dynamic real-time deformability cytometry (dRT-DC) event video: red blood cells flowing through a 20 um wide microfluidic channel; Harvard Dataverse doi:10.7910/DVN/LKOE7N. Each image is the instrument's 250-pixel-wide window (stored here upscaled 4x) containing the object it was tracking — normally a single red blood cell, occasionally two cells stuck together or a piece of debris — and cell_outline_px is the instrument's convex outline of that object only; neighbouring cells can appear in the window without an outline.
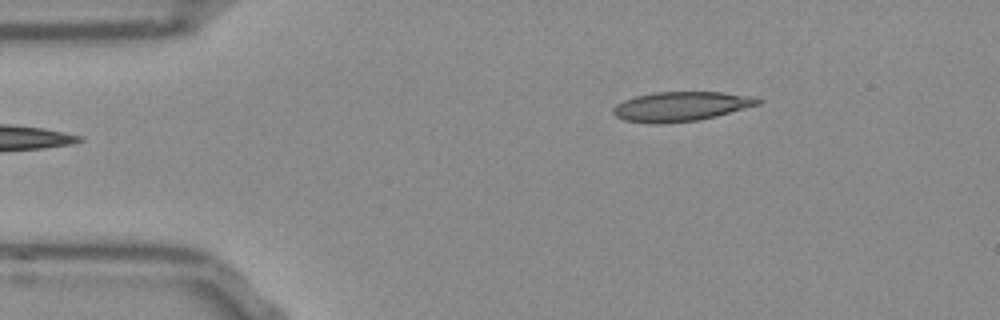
{"species": "Egyptian fruit bat (a non-hibernating species)", "species_latin": "Rousettus aegyptiacus", "temperature_condition": "room temperature", "stored_images_in_passage": 45, "camera_frame_rate_fps": 3000, "um_per_image_px": 0.085, "frame": {"image": 1, "passage_image": 1, "time_ms": 0.0, "image_size_px": [1000, 320], "cell_outline_px": [[764, 100], [760, 104], [716, 116], [700, 120], [656, 124], [624, 120], [616, 116], [612, 112], [612, 108], [616, 104], [624, 100], [636, 96], [656, 92], [724, 92], [756, 96]], "centroid_in_image_um": [57.92, 9.04], "position_along_channel_um": 27.1, "area_um2": 25.03}}
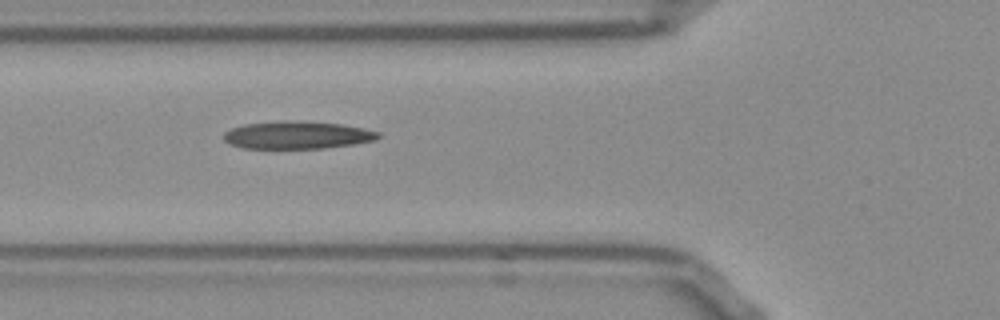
{"frame": {"image": 2, "passage_image": 11, "time_ms": 3.333, "image_size_px": [1000, 320], "cell_outline_px": [[380, 136], [376, 140], [356, 144], [324, 148], [244, 148], [228, 144], [224, 140], [224, 132], [232, 128], [244, 124], [280, 120], [292, 120], [344, 124], [364, 128], [380, 132]], "centroid_in_image_um": [25.28, 11.47], "position_along_channel_um": 100.5, "area_um2": 25.14}}
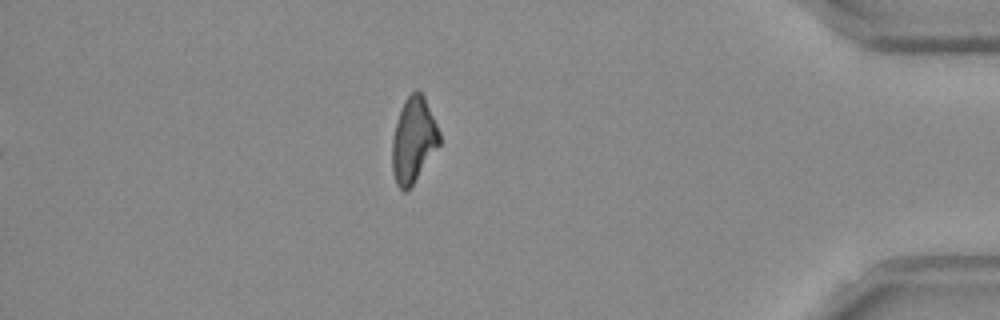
{"frame": {"image": 3, "passage_image": 38, "time_ms": 12.333, "image_size_px": [1000, 320], "cell_outline_px": [[440, 144], [412, 184], [404, 192], [396, 184], [392, 172], [392, 140], [396, 124], [404, 100], [412, 92], [420, 92], [424, 96], [440, 132]], "centroid_in_image_um": [35.14, 11.91], "position_along_channel_um": 400.1, "area_um2": 23.0}, "authors_computed_cell_mechanics": {"area_um2": 24.3338, "velocity_mm_per_s": 3.7996, "shape_relaxation_time_tau1_ms": null, "shape_relaxation_time_tau2_ms": 6.5537, "deformation_change_tau1": null, "deformation_change_tau2": 0.1797}}